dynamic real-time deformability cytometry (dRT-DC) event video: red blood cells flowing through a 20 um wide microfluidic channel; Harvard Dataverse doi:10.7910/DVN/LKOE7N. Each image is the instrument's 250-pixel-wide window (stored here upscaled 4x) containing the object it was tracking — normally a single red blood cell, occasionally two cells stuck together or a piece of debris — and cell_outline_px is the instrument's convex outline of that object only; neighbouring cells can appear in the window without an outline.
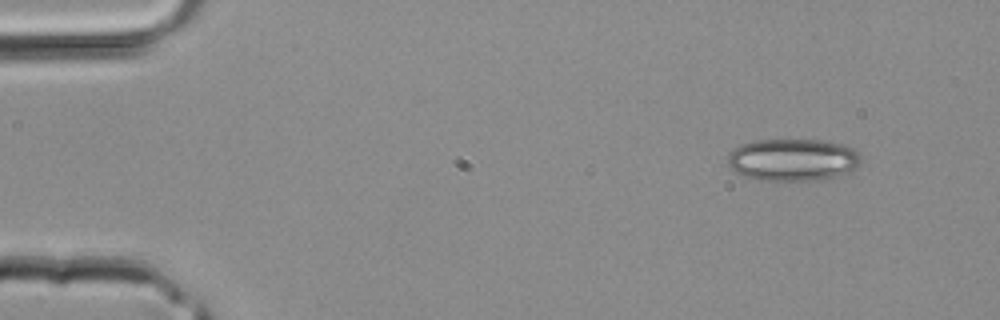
{"species": "common noctule bat (a hibernating species)", "species_latin": "Nyctalus noctula", "temperature_condition": "room temperature", "stored_images_in_passage": 3, "camera_frame_rate_fps": 3000, "um_per_image_px": 0.085, "animal": {"sex": "male", "body_mass_g": 20.4}, "frame": {"image": 1, "passage_image": 1, "time_ms": 0.0, "image_size_px": [1000, 320], "cell_outline_px": [[860, 160], [856, 168], [848, 172], [836, 176], [812, 180], [756, 180], [744, 176], [736, 172], [728, 164], [728, 156], [740, 144], [756, 140], [824, 140], [844, 144], [860, 152]], "centroid_in_image_um": [67.4, 13.57], "position_along_channel_um": 17.6, "area_um2": 32.71}}